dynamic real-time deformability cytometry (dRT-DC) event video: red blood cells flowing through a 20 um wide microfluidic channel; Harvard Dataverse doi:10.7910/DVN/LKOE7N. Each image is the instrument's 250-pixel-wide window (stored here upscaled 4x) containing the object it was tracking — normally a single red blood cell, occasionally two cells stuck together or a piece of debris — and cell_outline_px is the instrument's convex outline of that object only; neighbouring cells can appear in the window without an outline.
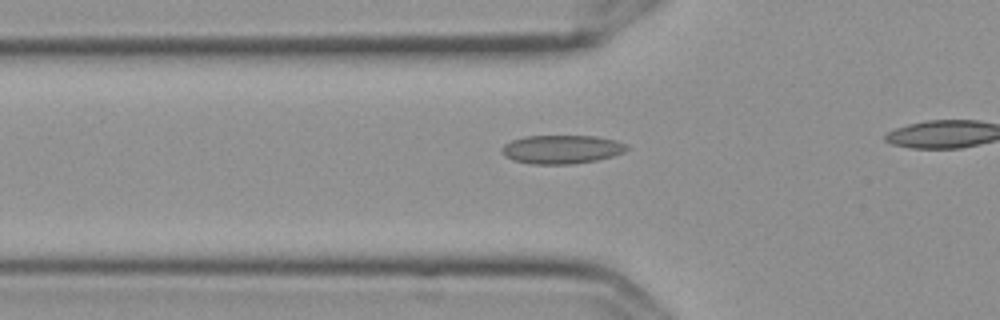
{"species": "Egyptian fruit bat (a non-hibernating species)", "species_latin": "Rousettus aegyptiacus", "temperature_condition": "cold", "stored_images_in_passage": 8, "camera_frame_rate_fps": 3000, "um_per_image_px": 0.085, "frame": {"image": 1, "passage_image": 2, "time_ms": 0.333, "image_size_px": [1000, 320], "cell_outline_px": [[628, 148], [624, 152], [612, 156], [596, 160], [572, 164], [532, 164], [512, 160], [504, 156], [500, 152], [500, 148], [504, 144], [512, 140], [524, 136], [596, 136], [616, 140], [628, 144]], "centroid_in_image_um": [47.71, 12.69], "position_along_channel_um": 78.1, "area_um2": 21.04}}
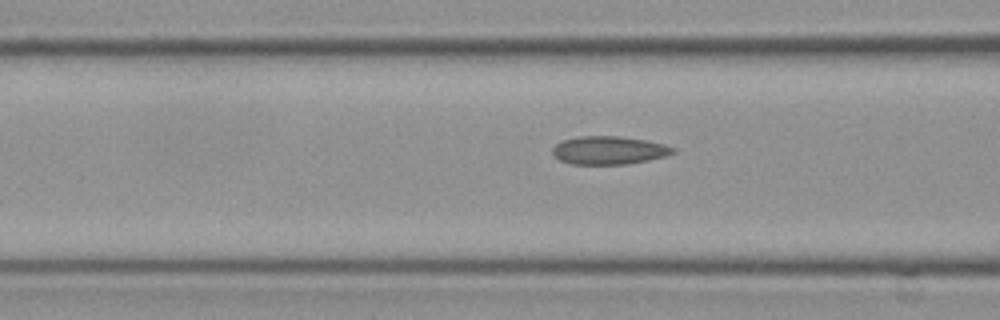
{"frame": {"image": 2, "passage_image": 5, "time_ms": 1.333, "image_size_px": [1000, 320], "cell_outline_px": [[676, 152], [664, 156], [648, 160], [628, 164], [572, 164], [560, 160], [552, 152], [552, 148], [560, 140], [580, 136], [620, 136], [644, 140], [664, 144], [676, 148]], "centroid_in_image_um": [51.75, 12.77], "position_along_channel_um": 114.8, "area_um2": 19.77}}